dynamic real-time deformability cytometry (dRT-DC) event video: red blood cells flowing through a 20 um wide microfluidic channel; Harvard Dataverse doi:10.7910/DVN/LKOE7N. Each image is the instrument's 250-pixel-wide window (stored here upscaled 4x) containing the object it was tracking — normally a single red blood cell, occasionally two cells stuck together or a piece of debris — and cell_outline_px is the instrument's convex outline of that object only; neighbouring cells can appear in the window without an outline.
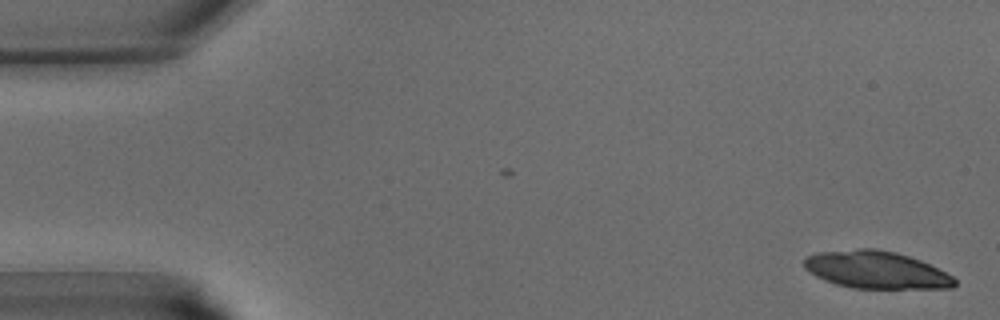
{"species": "common noctule bat (a hibernating species)", "species_latin": "Nyctalus noctula", "temperature_condition": "warm", "stored_images_in_passage": 2, "camera_frame_rate_fps": 3000, "um_per_image_px": 0.085, "animal": {"sex": "male", "body_mass_g": 15.6}, "frame": {"image": 1, "passage_image": 2, "time_ms": 0.333, "image_size_px": [1000, 320], "cell_outline_px": [[956, 284], [952, 288], [852, 288], [836, 284], [824, 280], [816, 276], [804, 268], [804, 256], [816, 252], [856, 248], [876, 248], [896, 252], [920, 260], [952, 276], [956, 280]], "centroid_in_image_um": [74.42, 22.92], "position_along_channel_um": 10.6, "area_um2": 32.89}}